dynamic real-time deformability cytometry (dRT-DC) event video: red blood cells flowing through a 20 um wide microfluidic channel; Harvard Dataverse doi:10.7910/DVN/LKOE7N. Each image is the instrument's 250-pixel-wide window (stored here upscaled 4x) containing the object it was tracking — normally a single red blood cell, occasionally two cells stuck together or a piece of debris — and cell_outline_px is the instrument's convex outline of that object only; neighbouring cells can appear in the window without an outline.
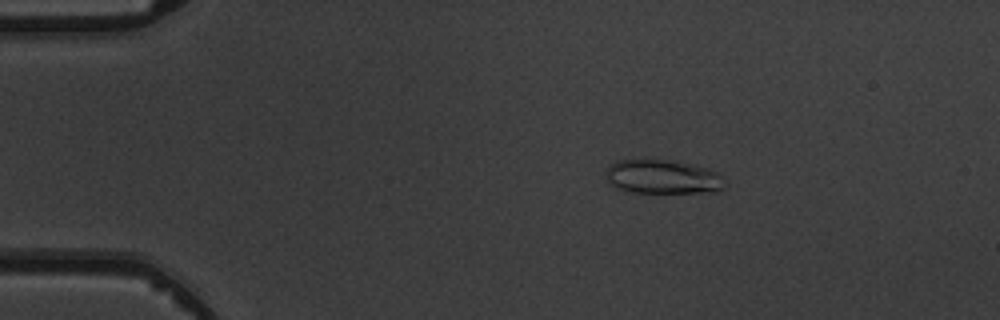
{"species": "common noctule bat (a hibernating species)", "species_latin": "Nyctalus noctula", "temperature_condition": "warm", "stored_images_in_passage": 4, "camera_frame_rate_fps": 3000, "um_per_image_px": 0.085, "animal": {"sex": "male", "body_mass_g": 19.5, "forearm_length_mm": 54.6}, "frame": {"image": 1, "passage_image": 3, "time_ms": 2.0, "image_size_px": [1000, 320], "cell_outline_px": [[724, 188], [720, 192], [632, 192], [620, 188], [612, 184], [608, 180], [604, 172], [608, 164], [620, 160], [672, 160], [692, 164], [708, 168], [716, 172], [720, 176]], "centroid_in_image_um": [56.32, 15.02], "position_along_channel_um": 28.7, "area_um2": 23.41}}